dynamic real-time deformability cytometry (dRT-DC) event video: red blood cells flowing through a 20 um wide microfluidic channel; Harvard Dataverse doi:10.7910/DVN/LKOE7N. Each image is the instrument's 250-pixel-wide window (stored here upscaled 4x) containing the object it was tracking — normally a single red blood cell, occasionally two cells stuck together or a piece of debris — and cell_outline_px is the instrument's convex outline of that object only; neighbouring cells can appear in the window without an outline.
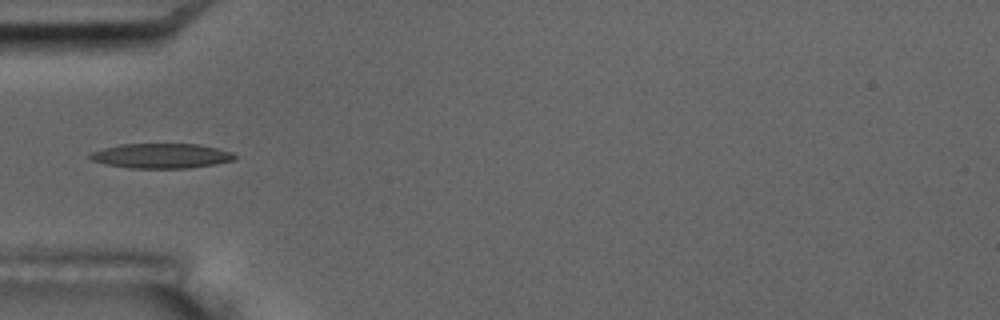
{"species": "common noctule bat (a hibernating species)", "species_latin": "Nyctalus noctula", "temperature_condition": "room temperature", "stored_images_in_passage": 10, "camera_frame_rate_fps": 3000, "um_per_image_px": 0.085, "animal": {"sex": "male", "body_mass_g": 17.5, "forearm_length_mm": 52.3}, "frame": {"image": 1, "passage_image": 6, "time_ms": 5.667, "image_size_px": [1000, 320], "cell_outline_px": [[236, 160], [216, 164], [188, 168], [128, 168], [108, 164], [92, 160], [88, 156], [92, 152], [104, 148], [120, 144], [200, 144], [232, 152], [236, 156]], "centroid_in_image_um": [13.75, 13.25], "position_along_channel_um": 71.3, "area_um2": 20.87}}
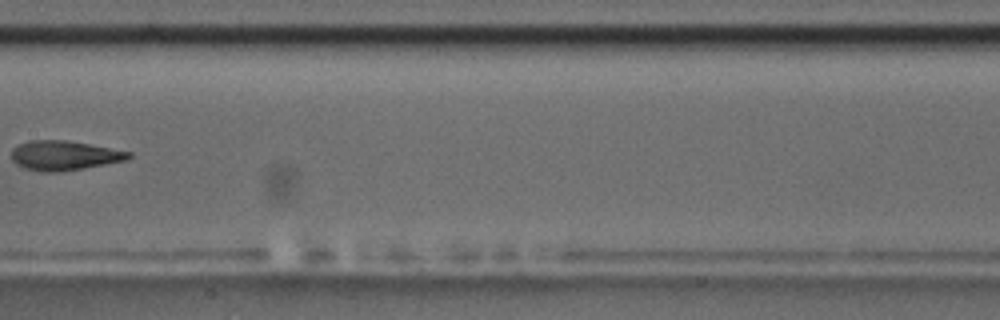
{"frame": {"image": 2, "passage_image": 9, "time_ms": 9.333, "image_size_px": [1000, 320], "cell_outline_px": [[132, 156], [128, 160], [60, 172], [44, 172], [24, 168], [16, 164], [12, 160], [12, 148], [28, 140], [64, 140], [88, 144], [132, 152]], "centroid_in_image_um": [5.45, 13.22], "position_along_channel_um": 201.9, "area_um2": 20.11}}